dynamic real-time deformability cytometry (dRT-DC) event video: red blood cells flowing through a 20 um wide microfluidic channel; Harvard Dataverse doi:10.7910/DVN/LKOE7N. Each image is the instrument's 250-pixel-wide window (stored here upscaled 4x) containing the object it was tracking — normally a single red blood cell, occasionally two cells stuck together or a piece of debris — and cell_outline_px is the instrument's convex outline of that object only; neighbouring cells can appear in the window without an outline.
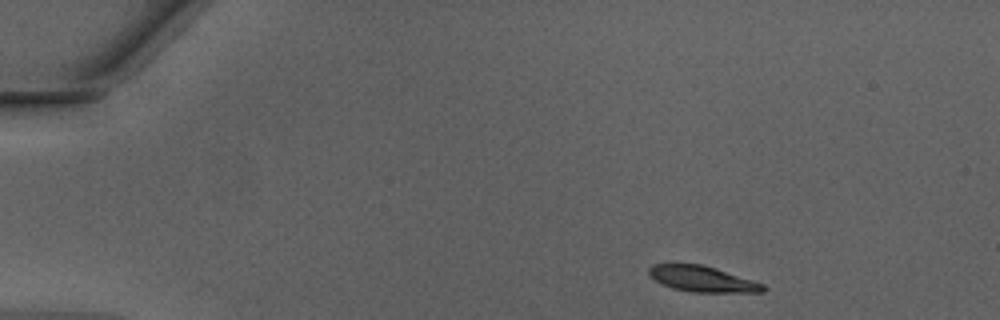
{"species": "Egyptian fruit bat (a non-hibernating species)", "species_latin": "Rousettus aegyptiacus", "temperature_condition": "warm", "stored_images_in_passage": 42, "camera_frame_rate_fps": 3000, "um_per_image_px": 0.085, "animal": {"sex": "male"}, "frame": {"image": 1, "passage_image": 1, "time_ms": 0.0, "image_size_px": [1000, 320], "cell_outline_px": [[768, 288], [764, 292], [692, 292], [672, 288], [660, 284], [648, 276], [648, 268], [652, 264], [700, 264], [716, 268], [764, 284]], "centroid_in_image_um": [59.66, 23.71], "position_along_channel_um": 25.3, "area_um2": 17.28}}
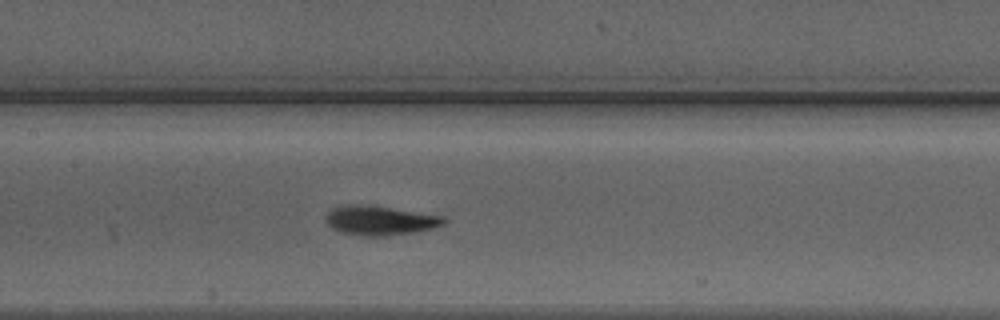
{"frame": {"image": 2, "passage_image": 18, "time_ms": 5.667, "image_size_px": [1000, 320], "cell_outline_px": [[448, 220], [444, 224], [432, 228], [416, 232], [384, 236], [368, 236], [340, 232], [332, 228], [328, 224], [324, 216], [332, 208], [340, 204], [372, 204], [444, 216]], "centroid_in_image_um": [32.29, 18.71], "position_along_channel_um": 175.1, "area_um2": 20.63}}
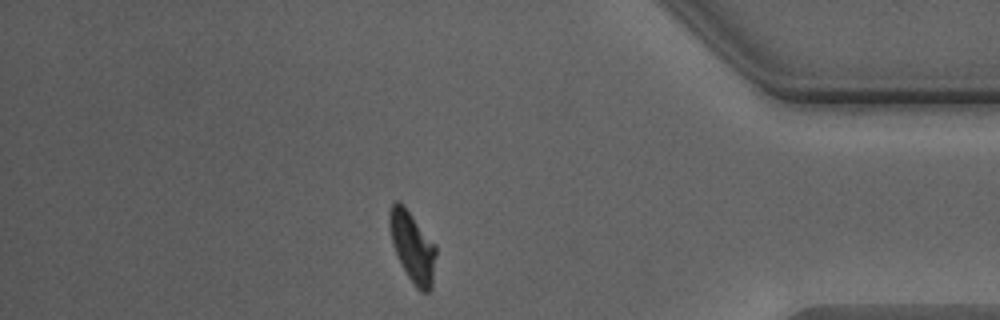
{"frame": {"image": 3, "passage_image": 36, "time_ms": 11.667, "image_size_px": [1000, 320], "cell_outline_px": [[436, 256], [432, 288], [428, 292], [420, 292], [416, 288], [408, 276], [392, 244], [388, 224], [388, 212], [392, 204], [396, 200], [404, 204], [436, 244]], "centroid_in_image_um": [35.07, 20.95], "position_along_channel_um": 400.1, "area_um2": 19.31}, "authors_computed_cell_mechanics": {"area_um2": 18.9006, "velocity_mm_per_s": 4.2606, "shape_relaxation_time_tau1_ms": 3.2839, "shape_relaxation_time_tau2_ms": 1.5745, "deformation_change_tau1": 0.1642, "deformation_change_tau2": 0.0672}}